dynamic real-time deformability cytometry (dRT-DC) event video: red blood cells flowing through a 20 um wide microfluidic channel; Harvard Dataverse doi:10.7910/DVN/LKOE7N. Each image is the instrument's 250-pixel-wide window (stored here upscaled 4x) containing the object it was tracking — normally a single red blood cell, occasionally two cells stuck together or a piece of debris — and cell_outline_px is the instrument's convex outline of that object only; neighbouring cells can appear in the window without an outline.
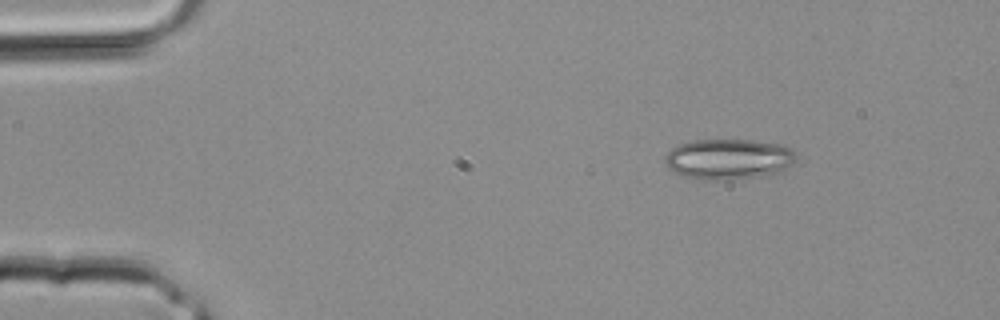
{"species": "common noctule bat (a hibernating species)", "species_latin": "Nyctalus noctula", "temperature_condition": "room temperature", "stored_images_in_passage": 4, "segment_of_instrument_passage": [1, 2], "camera_frame_rate_fps": 3000, "um_per_image_px": 0.085, "animal": {"sex": "male", "body_mass_g": 20.4}, "frame": {"image": 1, "passage_image": 1, "time_ms": 0.0, "image_size_px": [1000, 320], "cell_outline_px": [[796, 160], [792, 164], [776, 172], [756, 176], [732, 180], [704, 180], [684, 176], [668, 168], [664, 164], [664, 156], [672, 148], [680, 144], [692, 140], [752, 140], [784, 144], [792, 148], [796, 156]], "centroid_in_image_um": [61.91, 13.51], "position_along_channel_um": 23.1, "area_um2": 31.04}}